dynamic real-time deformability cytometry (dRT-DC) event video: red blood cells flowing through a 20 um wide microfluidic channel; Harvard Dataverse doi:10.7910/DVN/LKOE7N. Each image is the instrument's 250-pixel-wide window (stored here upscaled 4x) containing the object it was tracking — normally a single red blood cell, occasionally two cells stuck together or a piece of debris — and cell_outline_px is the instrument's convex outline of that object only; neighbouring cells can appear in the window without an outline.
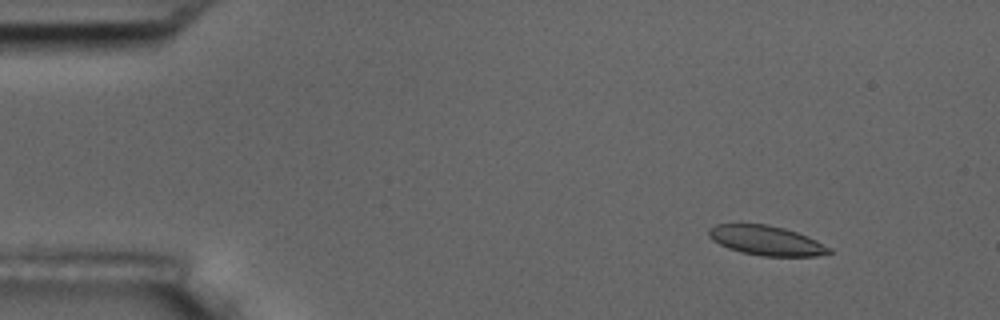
{"species": "common noctule bat (a hibernating species)", "species_latin": "Nyctalus noctula", "temperature_condition": "room temperature", "stored_images_in_passage": 57, "camera_frame_rate_fps": 3000, "um_per_image_px": 0.085, "animal": {"sex": "male", "body_mass_g": 17.5, "forearm_length_mm": 52.3}, "frame": {"image": 1, "passage_image": 7, "time_ms": 2.0, "image_size_px": [1000, 320], "cell_outline_px": [[832, 252], [816, 256], [760, 256], [740, 252], [728, 248], [712, 240], [708, 236], [708, 228], [716, 224], [768, 224], [784, 228], [808, 236], [832, 248]], "centroid_in_image_um": [65.13, 20.44], "position_along_channel_um": 19.9, "area_um2": 20.87}}
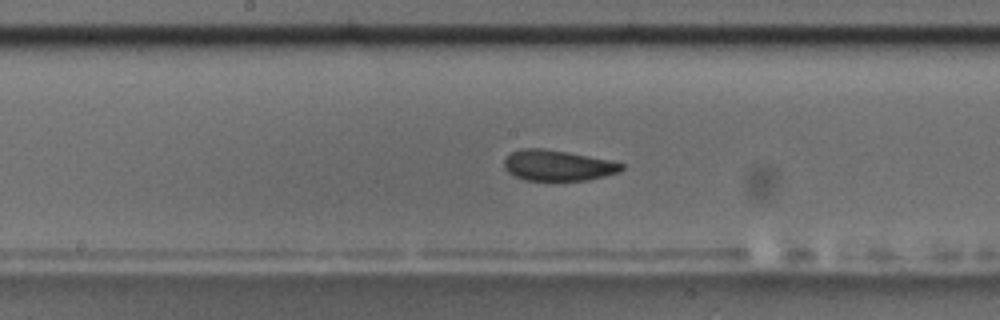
{"frame": {"image": 2, "passage_image": 30, "time_ms": 9.667, "image_size_px": [1000, 320], "cell_outline_px": [[624, 168], [620, 172], [588, 180], [524, 180], [508, 172], [504, 168], [504, 160], [512, 152], [520, 148], [544, 148], [568, 152], [612, 160], [624, 164]], "centroid_in_image_um": [47.43, 14.05], "position_along_channel_um": 200.8, "area_um2": 21.1}}
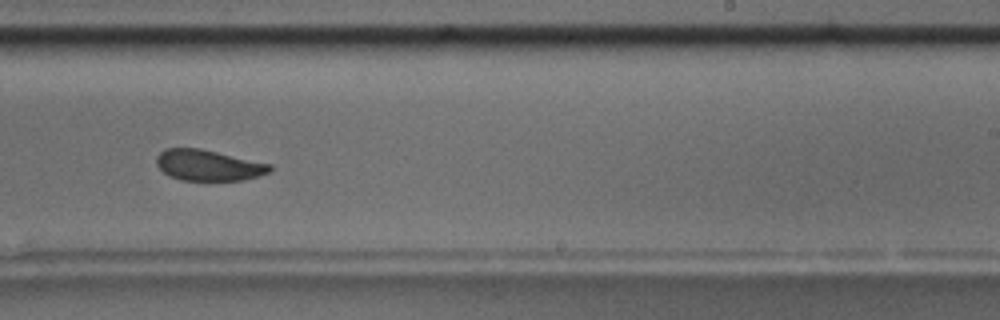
{"frame": {"image": 3, "passage_image": 36, "time_ms": 11.667, "image_size_px": [1000, 320], "cell_outline_px": [[272, 172], [260, 176], [244, 180], [180, 180], [168, 176], [156, 164], [156, 156], [164, 148], [200, 148], [272, 164]], "centroid_in_image_um": [17.73, 14.05], "position_along_channel_um": 271.3, "area_um2": 20.63}, "authors_computed_cell_mechanics": {"area_um2": 21.5594, "velocity_mm_per_s": 3.533, "shape_relaxation_time_tau1_ms": 3.9812, "shape_relaxation_time_tau2_ms": 1.4051, "deformation_change_tau1": 0.1023, "deformation_change_tau2": 0.0433}}